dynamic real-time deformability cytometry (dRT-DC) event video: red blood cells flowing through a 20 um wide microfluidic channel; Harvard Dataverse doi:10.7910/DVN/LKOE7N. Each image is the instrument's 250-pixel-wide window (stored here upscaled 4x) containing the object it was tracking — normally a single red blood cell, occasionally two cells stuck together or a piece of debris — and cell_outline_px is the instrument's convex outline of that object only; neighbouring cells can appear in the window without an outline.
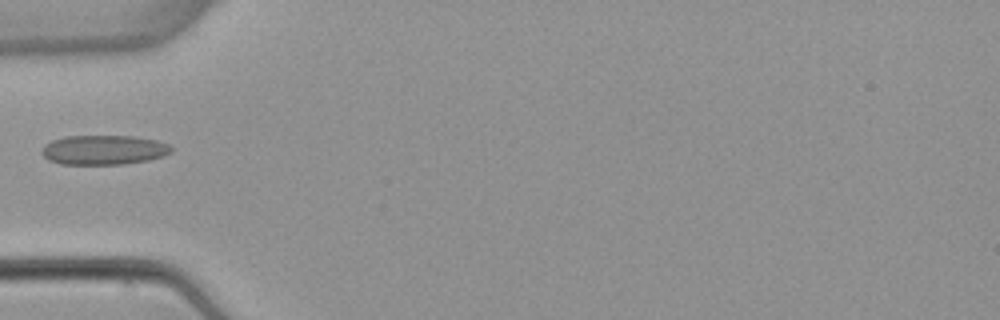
{"species": "common noctule bat (a hibernating species)", "species_latin": "Nyctalus noctula", "temperature_condition": "warm", "stored_images_in_passage": 1, "camera_frame_rate_fps": 3000, "um_per_image_px": 0.085, "animal": {"sex": "female", "body_mass_g": 22.7, "forearm_length_mm": 54.2}, "frame": {"image": 1, "passage_image": 1, "time_ms": 0.0, "image_size_px": [1000, 320], "cell_outline_px": [[172, 152], [164, 156], [148, 160], [124, 164], [60, 164], [48, 160], [40, 152], [44, 144], [52, 140], [64, 136], [132, 136], [156, 140], [168, 144], [172, 148]], "centroid_in_image_um": [8.8, 12.74], "position_along_channel_um": 76.2, "area_um2": 22.43}}